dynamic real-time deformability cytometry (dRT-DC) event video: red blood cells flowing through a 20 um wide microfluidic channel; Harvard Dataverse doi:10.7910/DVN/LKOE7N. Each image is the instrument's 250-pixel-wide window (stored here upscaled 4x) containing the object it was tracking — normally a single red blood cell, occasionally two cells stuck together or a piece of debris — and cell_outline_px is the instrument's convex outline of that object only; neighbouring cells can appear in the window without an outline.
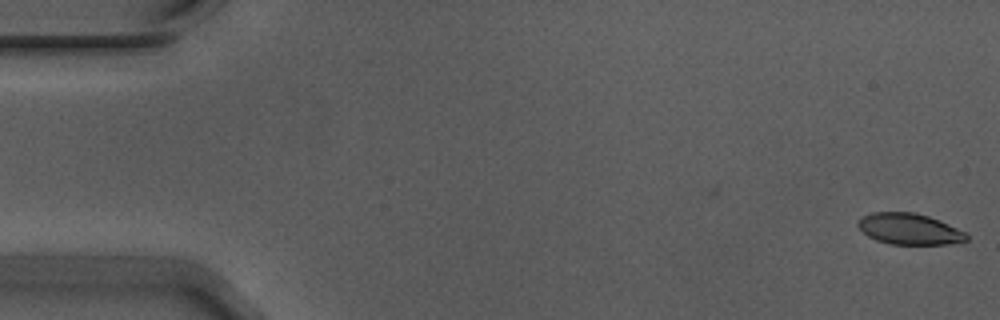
{"species": "Egyptian fruit bat (a non-hibernating species)", "species_latin": "Rousettus aegyptiacus", "temperature_condition": "warm", "stored_images_in_passage": 55, "camera_frame_rate_fps": 3000, "um_per_image_px": 0.085, "animal": {"sex": "male"}, "frame": {"image": 1, "passage_image": 1, "time_ms": 0.0, "image_size_px": [1000, 320], "cell_outline_px": [[968, 240], [948, 244], [888, 244], [876, 240], [868, 236], [856, 224], [860, 216], [872, 212], [916, 212], [940, 220], [964, 232], [968, 236]], "centroid_in_image_um": [77.25, 19.45], "position_along_channel_um": 7.7, "area_um2": 19.71}}
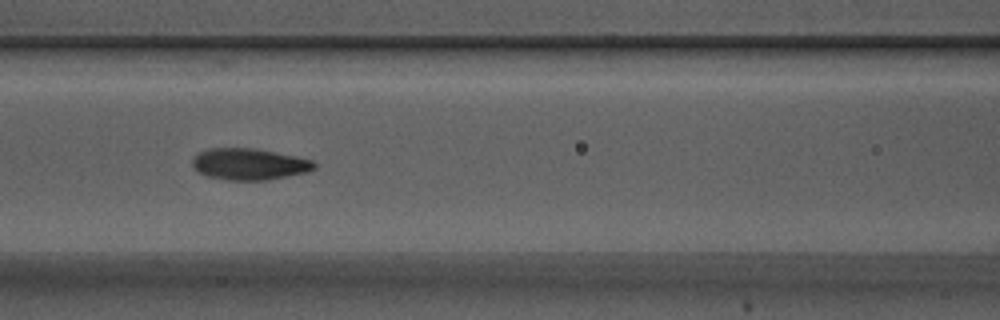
{"frame": {"image": 2, "passage_image": 24, "time_ms": 7.667, "image_size_px": [1000, 320], "cell_outline_px": [[316, 168], [308, 172], [288, 176], [264, 180], [228, 180], [208, 176], [196, 172], [192, 164], [192, 156], [200, 152], [212, 148], [256, 148], [296, 156], [312, 160], [316, 164]], "centroid_in_image_um": [21.18, 13.95], "position_along_channel_um": 145.4, "area_um2": 22.48}}
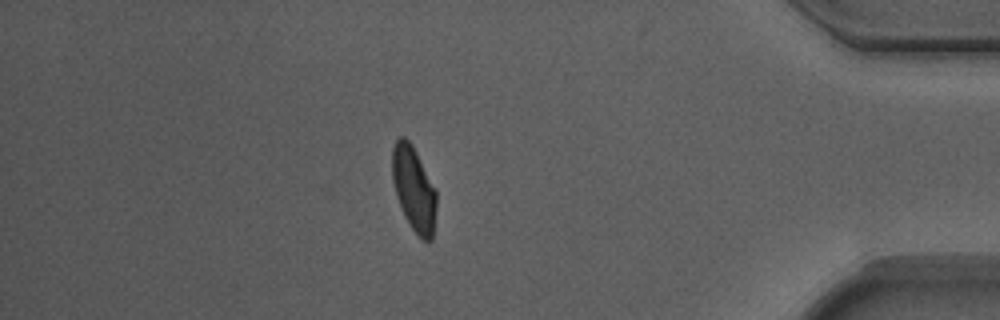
{"frame": {"image": 3, "passage_image": 48, "time_ms": 15.667, "image_size_px": [1000, 320], "cell_outline_px": [[436, 208], [432, 240], [420, 240], [416, 236], [404, 216], [396, 196], [392, 180], [392, 148], [396, 140], [400, 136], [404, 136], [412, 144], [436, 188]], "centroid_in_image_um": [35.17, 16.06], "position_along_channel_um": 400.0, "area_um2": 22.14}, "authors_computed_cell_mechanics": {"area_um2": 21.6172, "velocity_mm_per_s": 3.7158, "shape_relaxation_time_tau1_ms": 3.4789, "shape_relaxation_time_tau2_ms": 1.0422, "deformation_change_tau1": 0.1446, "deformation_change_tau2": 0.0587}}